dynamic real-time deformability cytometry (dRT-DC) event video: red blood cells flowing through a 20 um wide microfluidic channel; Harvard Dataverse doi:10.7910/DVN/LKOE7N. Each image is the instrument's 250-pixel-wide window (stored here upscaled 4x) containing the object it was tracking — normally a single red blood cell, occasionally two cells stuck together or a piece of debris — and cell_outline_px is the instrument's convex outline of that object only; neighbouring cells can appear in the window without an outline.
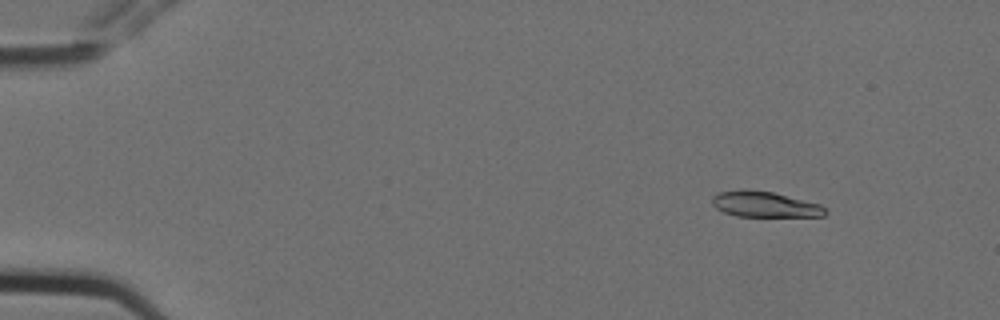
{"species": "Egyptian fruit bat (a non-hibernating species)", "species_latin": "Rousettus aegyptiacus", "temperature_condition": "cold", "stored_images_in_passage": 3, "camera_frame_rate_fps": 3000, "um_per_image_px": 0.085, "animal": {"sex": "female"}, "frame": {"image": 1, "passage_image": 1, "time_ms": 0.0, "image_size_px": [1000, 320], "cell_outline_px": [[828, 212], [824, 216], [736, 216], [724, 212], [716, 208], [712, 204], [712, 196], [716, 192], [740, 188], [744, 188], [772, 192], [820, 204]], "centroid_in_image_um": [64.94, 17.35], "position_along_channel_um": 20.1, "area_um2": 17.05}}